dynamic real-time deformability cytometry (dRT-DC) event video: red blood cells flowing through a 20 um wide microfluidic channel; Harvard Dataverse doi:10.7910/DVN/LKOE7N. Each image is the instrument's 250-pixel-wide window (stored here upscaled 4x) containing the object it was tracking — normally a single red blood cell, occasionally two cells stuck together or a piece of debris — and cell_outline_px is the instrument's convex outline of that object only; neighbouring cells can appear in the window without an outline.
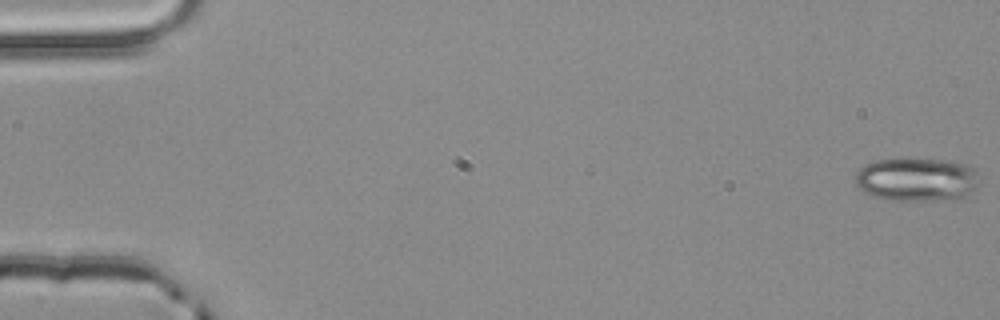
{"species": "common noctule bat (a hibernating species)", "species_latin": "Nyctalus noctula", "temperature_condition": "room temperature", "stored_images_in_passage": 4, "camera_frame_rate_fps": 3000, "um_per_image_px": 0.085, "animal": {"sex": "male", "body_mass_g": 20.4}, "frame": {"image": 1, "passage_image": 1, "time_ms": 0.0, "image_size_px": [1000, 320], "cell_outline_px": [[980, 184], [976, 188], [960, 200], [892, 200], [872, 196], [860, 188], [856, 184], [856, 172], [864, 164], [872, 160], [900, 156], [908, 156], [940, 160], [968, 164], [976, 168]], "centroid_in_image_um": [77.95, 15.21], "position_along_channel_um": 7.1, "area_um2": 32.66}}